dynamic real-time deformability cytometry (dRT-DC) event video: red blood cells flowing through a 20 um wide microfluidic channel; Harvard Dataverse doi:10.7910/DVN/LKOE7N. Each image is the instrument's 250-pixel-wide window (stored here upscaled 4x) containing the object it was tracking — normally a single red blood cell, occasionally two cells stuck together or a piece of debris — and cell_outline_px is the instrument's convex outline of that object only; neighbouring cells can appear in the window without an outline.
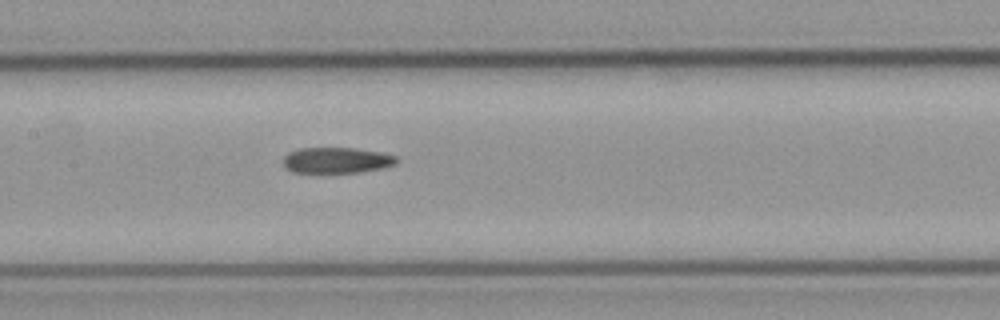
{"species": "common noctule bat (a hibernating species)", "species_latin": "Nyctalus noctula", "temperature_condition": "cold", "stored_images_in_passage": 9, "segment_of_instrument_passage": [1, 2], "camera_frame_rate_fps": 3000, "um_per_image_px": 0.085, "animal": {"sex": "male", "body_mass_g": 23.1, "forearm_length_mm": 52.7}, "frame": {"image": 1, "passage_image": 8, "time_ms": 9.333, "image_size_px": [1000, 320], "cell_outline_px": [[396, 164], [384, 168], [360, 172], [292, 172], [284, 164], [284, 156], [288, 152], [300, 148], [352, 148], [380, 152], [396, 156]], "centroid_in_image_um": [28.62, 13.62], "position_along_channel_um": 178.8, "area_um2": 16.88}}